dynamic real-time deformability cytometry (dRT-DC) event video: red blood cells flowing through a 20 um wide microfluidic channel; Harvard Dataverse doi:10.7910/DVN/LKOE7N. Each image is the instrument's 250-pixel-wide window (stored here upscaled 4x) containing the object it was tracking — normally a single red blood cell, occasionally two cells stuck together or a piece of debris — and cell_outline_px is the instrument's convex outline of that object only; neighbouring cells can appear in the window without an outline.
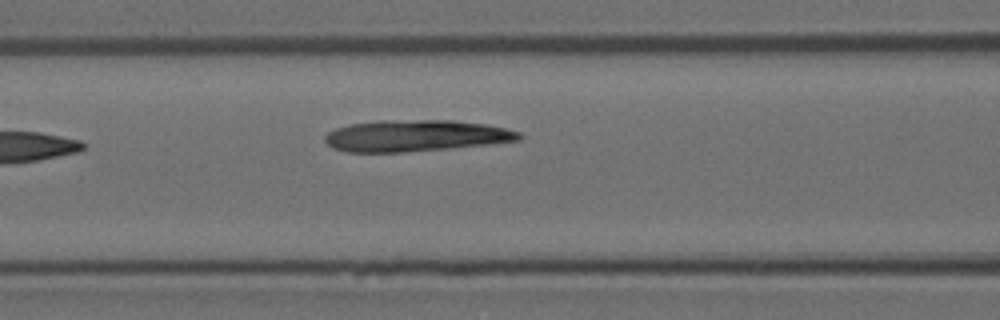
{"species": "Egyptian fruit bat (a non-hibernating species)", "species_latin": "Rousettus aegyptiacus", "temperature_condition": "room temperature", "stored_images_in_passage": 3, "camera_frame_rate_fps": 3000, "um_per_image_px": 0.085, "animal": {"sex": "female"}, "frame": {"image": 1, "passage_image": 3, "time_ms": 0.667, "image_size_px": [1000, 320], "cell_outline_px": [[524, 136], [520, 140], [488, 144], [448, 148], [404, 152], [348, 152], [332, 148], [324, 140], [324, 136], [328, 132], [336, 128], [348, 124], [380, 120], [452, 120], [484, 124], [504, 128], [520, 132]], "centroid_in_image_um": [35.3, 11.53], "position_along_channel_um": 131.3, "area_um2": 35.6}}